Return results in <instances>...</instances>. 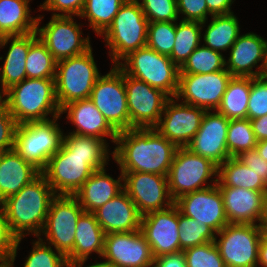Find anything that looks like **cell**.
<instances>
[{
  "mask_svg": "<svg viewBox=\"0 0 267 267\" xmlns=\"http://www.w3.org/2000/svg\"><path fill=\"white\" fill-rule=\"evenodd\" d=\"M112 157L121 172H145L168 176L178 147L154 128L118 132Z\"/></svg>",
  "mask_w": 267,
  "mask_h": 267,
  "instance_id": "1",
  "label": "cell"
},
{
  "mask_svg": "<svg viewBox=\"0 0 267 267\" xmlns=\"http://www.w3.org/2000/svg\"><path fill=\"white\" fill-rule=\"evenodd\" d=\"M55 196L46 178L40 174L18 193L5 199L1 205L12 233L18 239L30 233L40 237Z\"/></svg>",
  "mask_w": 267,
  "mask_h": 267,
  "instance_id": "2",
  "label": "cell"
},
{
  "mask_svg": "<svg viewBox=\"0 0 267 267\" xmlns=\"http://www.w3.org/2000/svg\"><path fill=\"white\" fill-rule=\"evenodd\" d=\"M17 124L50 120L61 116L56 99L55 78H26L4 94Z\"/></svg>",
  "mask_w": 267,
  "mask_h": 267,
  "instance_id": "3",
  "label": "cell"
},
{
  "mask_svg": "<svg viewBox=\"0 0 267 267\" xmlns=\"http://www.w3.org/2000/svg\"><path fill=\"white\" fill-rule=\"evenodd\" d=\"M148 19L139 0H127L113 18L109 27L101 34L111 51L109 56L114 65L131 52L146 46Z\"/></svg>",
  "mask_w": 267,
  "mask_h": 267,
  "instance_id": "4",
  "label": "cell"
},
{
  "mask_svg": "<svg viewBox=\"0 0 267 267\" xmlns=\"http://www.w3.org/2000/svg\"><path fill=\"white\" fill-rule=\"evenodd\" d=\"M108 159L75 156L62 143L41 174L56 195H75L94 171L105 168Z\"/></svg>",
  "mask_w": 267,
  "mask_h": 267,
  "instance_id": "5",
  "label": "cell"
},
{
  "mask_svg": "<svg viewBox=\"0 0 267 267\" xmlns=\"http://www.w3.org/2000/svg\"><path fill=\"white\" fill-rule=\"evenodd\" d=\"M118 66L129 76L146 82L169 97L176 96L180 68L170 57L162 55L148 46L131 52Z\"/></svg>",
  "mask_w": 267,
  "mask_h": 267,
  "instance_id": "6",
  "label": "cell"
},
{
  "mask_svg": "<svg viewBox=\"0 0 267 267\" xmlns=\"http://www.w3.org/2000/svg\"><path fill=\"white\" fill-rule=\"evenodd\" d=\"M100 76L92 47L81 55L58 61L55 91L60 109L69 102L89 99L93 86Z\"/></svg>",
  "mask_w": 267,
  "mask_h": 267,
  "instance_id": "7",
  "label": "cell"
},
{
  "mask_svg": "<svg viewBox=\"0 0 267 267\" xmlns=\"http://www.w3.org/2000/svg\"><path fill=\"white\" fill-rule=\"evenodd\" d=\"M58 118L23 123L16 128L14 150L40 171L61 147L64 134L56 123Z\"/></svg>",
  "mask_w": 267,
  "mask_h": 267,
  "instance_id": "8",
  "label": "cell"
},
{
  "mask_svg": "<svg viewBox=\"0 0 267 267\" xmlns=\"http://www.w3.org/2000/svg\"><path fill=\"white\" fill-rule=\"evenodd\" d=\"M217 175L218 166L210 159L179 147L167 176L170 195L175 201L185 194L210 187L208 179Z\"/></svg>",
  "mask_w": 267,
  "mask_h": 267,
  "instance_id": "9",
  "label": "cell"
},
{
  "mask_svg": "<svg viewBox=\"0 0 267 267\" xmlns=\"http://www.w3.org/2000/svg\"><path fill=\"white\" fill-rule=\"evenodd\" d=\"M216 246L226 267H258V249L265 235L259 224H227L218 233Z\"/></svg>",
  "mask_w": 267,
  "mask_h": 267,
  "instance_id": "10",
  "label": "cell"
},
{
  "mask_svg": "<svg viewBox=\"0 0 267 267\" xmlns=\"http://www.w3.org/2000/svg\"><path fill=\"white\" fill-rule=\"evenodd\" d=\"M90 99L117 132L130 129L124 71L118 65L98 78Z\"/></svg>",
  "mask_w": 267,
  "mask_h": 267,
  "instance_id": "11",
  "label": "cell"
},
{
  "mask_svg": "<svg viewBox=\"0 0 267 267\" xmlns=\"http://www.w3.org/2000/svg\"><path fill=\"white\" fill-rule=\"evenodd\" d=\"M83 212L74 195H56L50 203L40 236L44 234L47 244L67 258L73 251L76 224Z\"/></svg>",
  "mask_w": 267,
  "mask_h": 267,
  "instance_id": "12",
  "label": "cell"
},
{
  "mask_svg": "<svg viewBox=\"0 0 267 267\" xmlns=\"http://www.w3.org/2000/svg\"><path fill=\"white\" fill-rule=\"evenodd\" d=\"M37 34L58 62L81 55L91 48L89 36L82 38L81 26L73 16H53L46 26L39 27L43 16L37 17Z\"/></svg>",
  "mask_w": 267,
  "mask_h": 267,
  "instance_id": "13",
  "label": "cell"
},
{
  "mask_svg": "<svg viewBox=\"0 0 267 267\" xmlns=\"http://www.w3.org/2000/svg\"><path fill=\"white\" fill-rule=\"evenodd\" d=\"M232 75L224 70L205 73H179L176 99L183 97V103L200 107L206 111H216L226 91Z\"/></svg>",
  "mask_w": 267,
  "mask_h": 267,
  "instance_id": "14",
  "label": "cell"
},
{
  "mask_svg": "<svg viewBox=\"0 0 267 267\" xmlns=\"http://www.w3.org/2000/svg\"><path fill=\"white\" fill-rule=\"evenodd\" d=\"M131 128H154L170 98L163 91L124 72Z\"/></svg>",
  "mask_w": 267,
  "mask_h": 267,
  "instance_id": "15",
  "label": "cell"
},
{
  "mask_svg": "<svg viewBox=\"0 0 267 267\" xmlns=\"http://www.w3.org/2000/svg\"><path fill=\"white\" fill-rule=\"evenodd\" d=\"M123 187L141 216L174 204L167 176L145 172H120Z\"/></svg>",
  "mask_w": 267,
  "mask_h": 267,
  "instance_id": "16",
  "label": "cell"
},
{
  "mask_svg": "<svg viewBox=\"0 0 267 267\" xmlns=\"http://www.w3.org/2000/svg\"><path fill=\"white\" fill-rule=\"evenodd\" d=\"M112 267H153L154 257L141 230L105 234L102 254Z\"/></svg>",
  "mask_w": 267,
  "mask_h": 267,
  "instance_id": "17",
  "label": "cell"
},
{
  "mask_svg": "<svg viewBox=\"0 0 267 267\" xmlns=\"http://www.w3.org/2000/svg\"><path fill=\"white\" fill-rule=\"evenodd\" d=\"M178 101L176 97L168 99L154 129L179 148L186 147L197 133L206 110Z\"/></svg>",
  "mask_w": 267,
  "mask_h": 267,
  "instance_id": "18",
  "label": "cell"
},
{
  "mask_svg": "<svg viewBox=\"0 0 267 267\" xmlns=\"http://www.w3.org/2000/svg\"><path fill=\"white\" fill-rule=\"evenodd\" d=\"M212 180V181H211ZM212 186L185 194L174 201L180 213L198 220L218 233L228 223L223 198L217 179H211Z\"/></svg>",
  "mask_w": 267,
  "mask_h": 267,
  "instance_id": "19",
  "label": "cell"
},
{
  "mask_svg": "<svg viewBox=\"0 0 267 267\" xmlns=\"http://www.w3.org/2000/svg\"><path fill=\"white\" fill-rule=\"evenodd\" d=\"M140 230L149 243L154 258L181 251L178 208L175 204L142 216Z\"/></svg>",
  "mask_w": 267,
  "mask_h": 267,
  "instance_id": "20",
  "label": "cell"
},
{
  "mask_svg": "<svg viewBox=\"0 0 267 267\" xmlns=\"http://www.w3.org/2000/svg\"><path fill=\"white\" fill-rule=\"evenodd\" d=\"M229 121L217 111H206L199 130L186 148L192 153L210 159L217 166L221 165L230 158L226 143Z\"/></svg>",
  "mask_w": 267,
  "mask_h": 267,
  "instance_id": "21",
  "label": "cell"
},
{
  "mask_svg": "<svg viewBox=\"0 0 267 267\" xmlns=\"http://www.w3.org/2000/svg\"><path fill=\"white\" fill-rule=\"evenodd\" d=\"M225 68L232 76L259 77L265 74L267 66V40L255 33L239 35L230 48ZM262 62L260 66L257 63ZM258 66V71L252 68Z\"/></svg>",
  "mask_w": 267,
  "mask_h": 267,
  "instance_id": "22",
  "label": "cell"
},
{
  "mask_svg": "<svg viewBox=\"0 0 267 267\" xmlns=\"http://www.w3.org/2000/svg\"><path fill=\"white\" fill-rule=\"evenodd\" d=\"M93 214L105 234L140 229L142 216L124 189Z\"/></svg>",
  "mask_w": 267,
  "mask_h": 267,
  "instance_id": "23",
  "label": "cell"
},
{
  "mask_svg": "<svg viewBox=\"0 0 267 267\" xmlns=\"http://www.w3.org/2000/svg\"><path fill=\"white\" fill-rule=\"evenodd\" d=\"M60 113H67L66 119L75 125L76 130L70 132L71 134L93 136L103 140H106L104 137L110 136L111 141L115 143L118 132L109 124L90 98L69 102L61 108Z\"/></svg>",
  "mask_w": 267,
  "mask_h": 267,
  "instance_id": "24",
  "label": "cell"
},
{
  "mask_svg": "<svg viewBox=\"0 0 267 267\" xmlns=\"http://www.w3.org/2000/svg\"><path fill=\"white\" fill-rule=\"evenodd\" d=\"M229 224L257 225L263 211L266 191H254L241 187H219Z\"/></svg>",
  "mask_w": 267,
  "mask_h": 267,
  "instance_id": "25",
  "label": "cell"
},
{
  "mask_svg": "<svg viewBox=\"0 0 267 267\" xmlns=\"http://www.w3.org/2000/svg\"><path fill=\"white\" fill-rule=\"evenodd\" d=\"M37 38V31H34L25 35L4 36L0 39V48L11 42L3 66L0 68V84L3 94L27 78L26 57L30 45Z\"/></svg>",
  "mask_w": 267,
  "mask_h": 267,
  "instance_id": "26",
  "label": "cell"
},
{
  "mask_svg": "<svg viewBox=\"0 0 267 267\" xmlns=\"http://www.w3.org/2000/svg\"><path fill=\"white\" fill-rule=\"evenodd\" d=\"M41 174L14 149L0 153V204Z\"/></svg>",
  "mask_w": 267,
  "mask_h": 267,
  "instance_id": "27",
  "label": "cell"
},
{
  "mask_svg": "<svg viewBox=\"0 0 267 267\" xmlns=\"http://www.w3.org/2000/svg\"><path fill=\"white\" fill-rule=\"evenodd\" d=\"M105 170L94 171L74 195L86 212L93 213L124 189L123 174L116 180L106 174Z\"/></svg>",
  "mask_w": 267,
  "mask_h": 267,
  "instance_id": "28",
  "label": "cell"
},
{
  "mask_svg": "<svg viewBox=\"0 0 267 267\" xmlns=\"http://www.w3.org/2000/svg\"><path fill=\"white\" fill-rule=\"evenodd\" d=\"M104 238L105 233L95 215L84 211L77 221L74 247L72 253L67 257V262L87 261L92 252L102 257Z\"/></svg>",
  "mask_w": 267,
  "mask_h": 267,
  "instance_id": "29",
  "label": "cell"
},
{
  "mask_svg": "<svg viewBox=\"0 0 267 267\" xmlns=\"http://www.w3.org/2000/svg\"><path fill=\"white\" fill-rule=\"evenodd\" d=\"M29 0H0V35L18 36L36 31L37 19L31 17Z\"/></svg>",
  "mask_w": 267,
  "mask_h": 267,
  "instance_id": "30",
  "label": "cell"
},
{
  "mask_svg": "<svg viewBox=\"0 0 267 267\" xmlns=\"http://www.w3.org/2000/svg\"><path fill=\"white\" fill-rule=\"evenodd\" d=\"M218 187H241L254 191H267V184L236 157H230L218 166Z\"/></svg>",
  "mask_w": 267,
  "mask_h": 267,
  "instance_id": "31",
  "label": "cell"
},
{
  "mask_svg": "<svg viewBox=\"0 0 267 267\" xmlns=\"http://www.w3.org/2000/svg\"><path fill=\"white\" fill-rule=\"evenodd\" d=\"M252 77L232 76L217 112L229 120L247 118Z\"/></svg>",
  "mask_w": 267,
  "mask_h": 267,
  "instance_id": "32",
  "label": "cell"
},
{
  "mask_svg": "<svg viewBox=\"0 0 267 267\" xmlns=\"http://www.w3.org/2000/svg\"><path fill=\"white\" fill-rule=\"evenodd\" d=\"M203 35L204 46L220 52L230 49L240 35L239 21L234 13L213 15Z\"/></svg>",
  "mask_w": 267,
  "mask_h": 267,
  "instance_id": "33",
  "label": "cell"
},
{
  "mask_svg": "<svg viewBox=\"0 0 267 267\" xmlns=\"http://www.w3.org/2000/svg\"><path fill=\"white\" fill-rule=\"evenodd\" d=\"M206 22L184 21L176 23L174 47L171 60L181 68L190 54L200 45L202 29Z\"/></svg>",
  "mask_w": 267,
  "mask_h": 267,
  "instance_id": "34",
  "label": "cell"
},
{
  "mask_svg": "<svg viewBox=\"0 0 267 267\" xmlns=\"http://www.w3.org/2000/svg\"><path fill=\"white\" fill-rule=\"evenodd\" d=\"M127 0H86L81 14L87 18L89 27L101 35L112 23L120 7Z\"/></svg>",
  "mask_w": 267,
  "mask_h": 267,
  "instance_id": "35",
  "label": "cell"
},
{
  "mask_svg": "<svg viewBox=\"0 0 267 267\" xmlns=\"http://www.w3.org/2000/svg\"><path fill=\"white\" fill-rule=\"evenodd\" d=\"M25 65L27 78H55L57 61L39 37L30 45Z\"/></svg>",
  "mask_w": 267,
  "mask_h": 267,
  "instance_id": "36",
  "label": "cell"
},
{
  "mask_svg": "<svg viewBox=\"0 0 267 267\" xmlns=\"http://www.w3.org/2000/svg\"><path fill=\"white\" fill-rule=\"evenodd\" d=\"M225 56L221 52L199 45L180 68V73L205 74L225 69Z\"/></svg>",
  "mask_w": 267,
  "mask_h": 267,
  "instance_id": "37",
  "label": "cell"
},
{
  "mask_svg": "<svg viewBox=\"0 0 267 267\" xmlns=\"http://www.w3.org/2000/svg\"><path fill=\"white\" fill-rule=\"evenodd\" d=\"M227 149L230 157L255 149L258 141L252 130L250 119H232L227 130Z\"/></svg>",
  "mask_w": 267,
  "mask_h": 267,
  "instance_id": "38",
  "label": "cell"
},
{
  "mask_svg": "<svg viewBox=\"0 0 267 267\" xmlns=\"http://www.w3.org/2000/svg\"><path fill=\"white\" fill-rule=\"evenodd\" d=\"M178 225L181 251L216 240V232L211 227L181 214L179 209Z\"/></svg>",
  "mask_w": 267,
  "mask_h": 267,
  "instance_id": "39",
  "label": "cell"
},
{
  "mask_svg": "<svg viewBox=\"0 0 267 267\" xmlns=\"http://www.w3.org/2000/svg\"><path fill=\"white\" fill-rule=\"evenodd\" d=\"M62 143L75 156L89 157V158H109V145L106 140L93 137L82 136L69 133L63 135ZM108 148V149H107Z\"/></svg>",
  "mask_w": 267,
  "mask_h": 267,
  "instance_id": "40",
  "label": "cell"
},
{
  "mask_svg": "<svg viewBox=\"0 0 267 267\" xmlns=\"http://www.w3.org/2000/svg\"><path fill=\"white\" fill-rule=\"evenodd\" d=\"M176 22H148L146 46L171 56L174 47Z\"/></svg>",
  "mask_w": 267,
  "mask_h": 267,
  "instance_id": "41",
  "label": "cell"
},
{
  "mask_svg": "<svg viewBox=\"0 0 267 267\" xmlns=\"http://www.w3.org/2000/svg\"><path fill=\"white\" fill-rule=\"evenodd\" d=\"M38 240L33 242V249L26 257L23 267H67V258L43 242V238L37 237ZM56 253H55V252Z\"/></svg>",
  "mask_w": 267,
  "mask_h": 267,
  "instance_id": "42",
  "label": "cell"
},
{
  "mask_svg": "<svg viewBox=\"0 0 267 267\" xmlns=\"http://www.w3.org/2000/svg\"><path fill=\"white\" fill-rule=\"evenodd\" d=\"M183 252L187 267H226L215 241L188 248Z\"/></svg>",
  "mask_w": 267,
  "mask_h": 267,
  "instance_id": "43",
  "label": "cell"
},
{
  "mask_svg": "<svg viewBox=\"0 0 267 267\" xmlns=\"http://www.w3.org/2000/svg\"><path fill=\"white\" fill-rule=\"evenodd\" d=\"M148 22H176L177 0H142L139 2Z\"/></svg>",
  "mask_w": 267,
  "mask_h": 267,
  "instance_id": "44",
  "label": "cell"
},
{
  "mask_svg": "<svg viewBox=\"0 0 267 267\" xmlns=\"http://www.w3.org/2000/svg\"><path fill=\"white\" fill-rule=\"evenodd\" d=\"M267 114V76L252 77L247 118L252 120Z\"/></svg>",
  "mask_w": 267,
  "mask_h": 267,
  "instance_id": "45",
  "label": "cell"
},
{
  "mask_svg": "<svg viewBox=\"0 0 267 267\" xmlns=\"http://www.w3.org/2000/svg\"><path fill=\"white\" fill-rule=\"evenodd\" d=\"M17 126L6 102L4 99H0V153L14 149Z\"/></svg>",
  "mask_w": 267,
  "mask_h": 267,
  "instance_id": "46",
  "label": "cell"
},
{
  "mask_svg": "<svg viewBox=\"0 0 267 267\" xmlns=\"http://www.w3.org/2000/svg\"><path fill=\"white\" fill-rule=\"evenodd\" d=\"M177 12L183 14L181 20L206 22L207 15L213 16L208 11L206 0H177Z\"/></svg>",
  "mask_w": 267,
  "mask_h": 267,
  "instance_id": "47",
  "label": "cell"
},
{
  "mask_svg": "<svg viewBox=\"0 0 267 267\" xmlns=\"http://www.w3.org/2000/svg\"><path fill=\"white\" fill-rule=\"evenodd\" d=\"M18 238L12 233L0 204V260H10L16 250Z\"/></svg>",
  "mask_w": 267,
  "mask_h": 267,
  "instance_id": "48",
  "label": "cell"
},
{
  "mask_svg": "<svg viewBox=\"0 0 267 267\" xmlns=\"http://www.w3.org/2000/svg\"><path fill=\"white\" fill-rule=\"evenodd\" d=\"M85 1L86 0H48L43 5H40L39 9L40 11L42 9L47 11H54L53 16L73 15L79 17L84 7Z\"/></svg>",
  "mask_w": 267,
  "mask_h": 267,
  "instance_id": "49",
  "label": "cell"
},
{
  "mask_svg": "<svg viewBox=\"0 0 267 267\" xmlns=\"http://www.w3.org/2000/svg\"><path fill=\"white\" fill-rule=\"evenodd\" d=\"M236 158L252 169L267 184V161L260 157L256 149L242 152Z\"/></svg>",
  "mask_w": 267,
  "mask_h": 267,
  "instance_id": "50",
  "label": "cell"
},
{
  "mask_svg": "<svg viewBox=\"0 0 267 267\" xmlns=\"http://www.w3.org/2000/svg\"><path fill=\"white\" fill-rule=\"evenodd\" d=\"M153 267H187L186 257L183 251H178L154 258Z\"/></svg>",
  "mask_w": 267,
  "mask_h": 267,
  "instance_id": "51",
  "label": "cell"
},
{
  "mask_svg": "<svg viewBox=\"0 0 267 267\" xmlns=\"http://www.w3.org/2000/svg\"><path fill=\"white\" fill-rule=\"evenodd\" d=\"M234 0H206L208 11L212 15H227L233 13L231 5Z\"/></svg>",
  "mask_w": 267,
  "mask_h": 267,
  "instance_id": "52",
  "label": "cell"
},
{
  "mask_svg": "<svg viewBox=\"0 0 267 267\" xmlns=\"http://www.w3.org/2000/svg\"><path fill=\"white\" fill-rule=\"evenodd\" d=\"M250 123L257 141L267 139V114L250 120Z\"/></svg>",
  "mask_w": 267,
  "mask_h": 267,
  "instance_id": "53",
  "label": "cell"
},
{
  "mask_svg": "<svg viewBox=\"0 0 267 267\" xmlns=\"http://www.w3.org/2000/svg\"><path fill=\"white\" fill-rule=\"evenodd\" d=\"M261 267H267V236L264 235L259 243L258 264Z\"/></svg>",
  "mask_w": 267,
  "mask_h": 267,
  "instance_id": "54",
  "label": "cell"
},
{
  "mask_svg": "<svg viewBox=\"0 0 267 267\" xmlns=\"http://www.w3.org/2000/svg\"><path fill=\"white\" fill-rule=\"evenodd\" d=\"M259 225L264 230V233H267V191L264 193L263 199V211L260 218Z\"/></svg>",
  "mask_w": 267,
  "mask_h": 267,
  "instance_id": "55",
  "label": "cell"
},
{
  "mask_svg": "<svg viewBox=\"0 0 267 267\" xmlns=\"http://www.w3.org/2000/svg\"><path fill=\"white\" fill-rule=\"evenodd\" d=\"M255 149L260 157L267 161V139L258 141Z\"/></svg>",
  "mask_w": 267,
  "mask_h": 267,
  "instance_id": "56",
  "label": "cell"
},
{
  "mask_svg": "<svg viewBox=\"0 0 267 267\" xmlns=\"http://www.w3.org/2000/svg\"><path fill=\"white\" fill-rule=\"evenodd\" d=\"M85 262L86 260L68 263L67 267H82ZM87 267H112V266L103 261V262H96L94 264L92 263V265H89Z\"/></svg>",
  "mask_w": 267,
  "mask_h": 267,
  "instance_id": "57",
  "label": "cell"
},
{
  "mask_svg": "<svg viewBox=\"0 0 267 267\" xmlns=\"http://www.w3.org/2000/svg\"><path fill=\"white\" fill-rule=\"evenodd\" d=\"M23 238H19L17 240V243H16V250L15 252L13 253V256L11 257L10 260H0V267H13L14 266V261L16 259V256H17V249L19 247V244H20V241L22 240Z\"/></svg>",
  "mask_w": 267,
  "mask_h": 267,
  "instance_id": "58",
  "label": "cell"
},
{
  "mask_svg": "<svg viewBox=\"0 0 267 267\" xmlns=\"http://www.w3.org/2000/svg\"><path fill=\"white\" fill-rule=\"evenodd\" d=\"M3 96H4V94L2 93V89H1V87H0V99H2Z\"/></svg>",
  "mask_w": 267,
  "mask_h": 267,
  "instance_id": "59",
  "label": "cell"
},
{
  "mask_svg": "<svg viewBox=\"0 0 267 267\" xmlns=\"http://www.w3.org/2000/svg\"><path fill=\"white\" fill-rule=\"evenodd\" d=\"M264 75H266L267 76V66H266V69H265V74Z\"/></svg>",
  "mask_w": 267,
  "mask_h": 267,
  "instance_id": "60",
  "label": "cell"
}]
</instances>
